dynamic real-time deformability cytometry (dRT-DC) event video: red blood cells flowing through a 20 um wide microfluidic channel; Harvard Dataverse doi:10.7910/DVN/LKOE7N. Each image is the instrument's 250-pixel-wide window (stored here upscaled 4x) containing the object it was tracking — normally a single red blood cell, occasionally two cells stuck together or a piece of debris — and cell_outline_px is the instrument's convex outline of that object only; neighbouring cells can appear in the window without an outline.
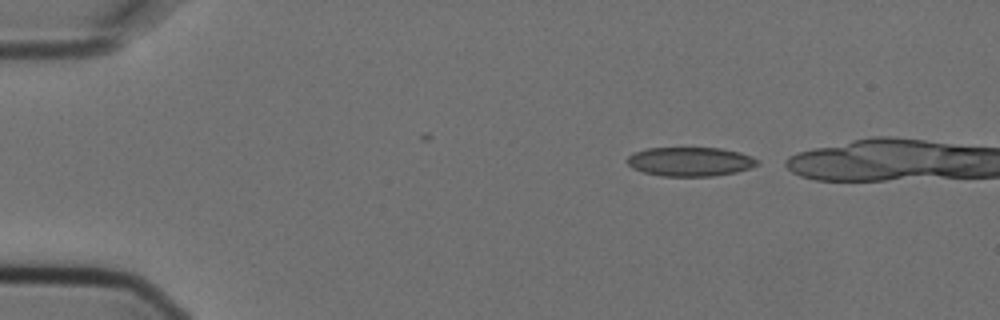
{"species": "Egyptian fruit bat (a non-hibernating species)", "species_latin": "Rousettus aegyptiacus", "temperature_condition": "cold", "stored_images_in_passage": 5, "camera_frame_rate_fps": 3000, "um_per_image_px": 0.085, "animal": {"sex": "female"}, "frame": {"image": 1, "passage_image": 1, "time_ms": 0.0, "image_size_px": [1000, 320], "cell_outline_px": [[760, 164], [736, 172], [712, 176], [664, 176], [644, 172], [632, 168], [628, 164], [628, 156], [636, 152], [648, 148], [720, 148], [740, 152], [752, 156], [760, 160]], "centroid_in_image_um": [58.71, 13.73], "position_along_channel_um": 26.3, "area_um2": 21.96}}
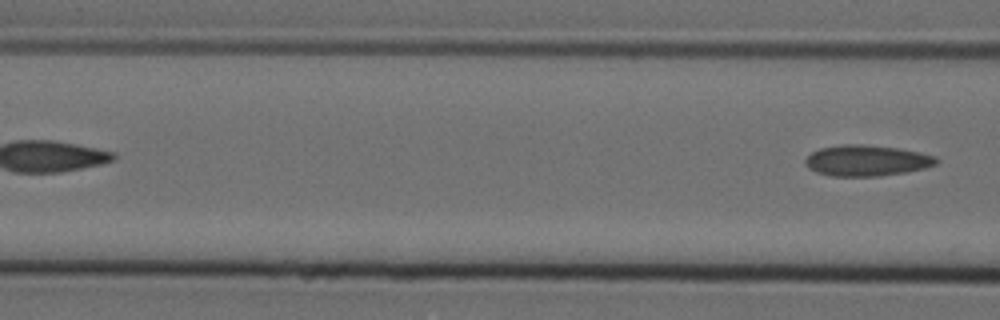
{"frame": {"image": 2, "passage_image": 5, "time_ms": 1.333, "image_size_px": [1000, 320], "cell_outline_px": [[940, 160], [936, 164], [924, 168], [904, 172], [880, 176], [832, 176], [816, 172], [808, 168], [804, 164], [804, 160], [812, 152], [820, 148], [844, 144], [860, 144], [896, 148], [920, 152], [936, 156]], "centroid_in_image_um": [73.66, 13.65], "position_along_channel_um": 92.9, "area_um2": 23.58}}